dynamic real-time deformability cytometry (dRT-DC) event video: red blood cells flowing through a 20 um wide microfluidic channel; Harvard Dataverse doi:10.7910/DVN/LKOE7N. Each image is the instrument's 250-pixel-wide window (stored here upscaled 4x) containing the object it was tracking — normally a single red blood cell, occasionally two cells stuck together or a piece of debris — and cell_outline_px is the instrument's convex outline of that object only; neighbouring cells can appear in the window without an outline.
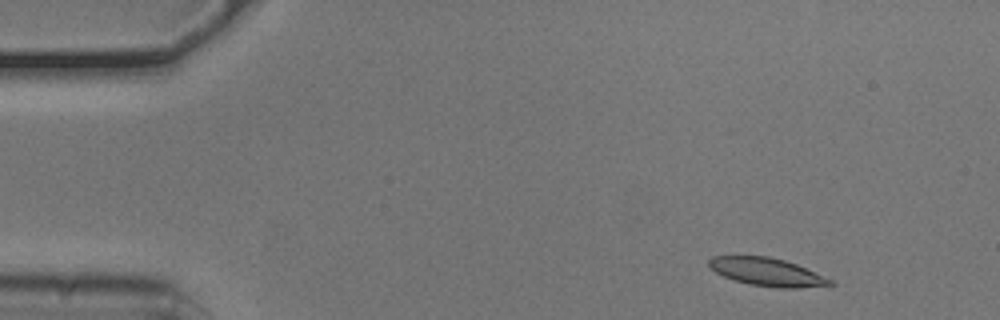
{"species": "common noctule bat (a hibernating species)", "species_latin": "Nyctalus noctula", "temperature_condition": "cold", "stored_images_in_passage": 49, "camera_frame_rate_fps": 3000, "um_per_image_px": 0.085, "animal": {"sex": "male", "body_mass_g": 20.5, "forearm_length_mm": 52.5}, "frame": {"image": 1, "passage_image": 1, "time_ms": 0.0, "image_size_px": [1000, 320], "cell_outline_px": [[836, 284], [796, 288], [776, 288], [748, 284], [724, 276], [716, 272], [708, 264], [708, 260], [712, 256], [768, 256], [784, 260], [796, 264], [836, 280]], "centroid_in_image_um": [65.25, 23.12], "position_along_channel_um": 19.7, "area_um2": 19.83}}
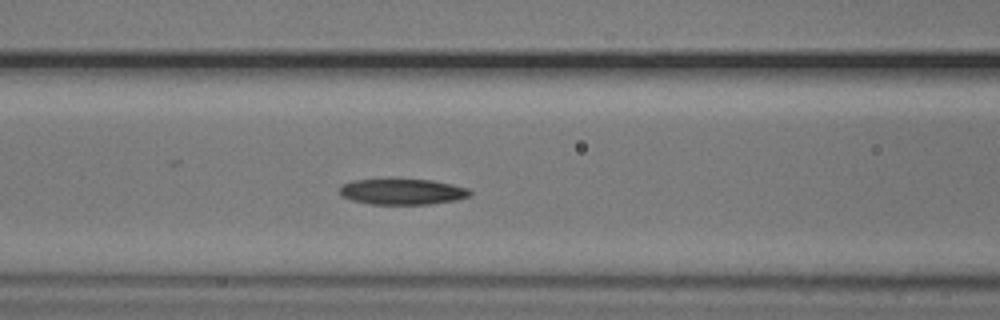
{"frame": {"image": 2, "passage_image": 17, "time_ms": 5.333, "image_size_px": [1000, 320], "cell_outline_px": [[472, 196], [456, 200], [428, 204], [372, 204], [352, 200], [344, 196], [340, 192], [340, 188], [344, 184], [352, 180], [392, 176], [432, 180], [452, 184], [468, 188], [472, 192]], "centroid_in_image_um": [34.22, 16.24], "position_along_channel_um": 132.4, "area_um2": 20.46}}
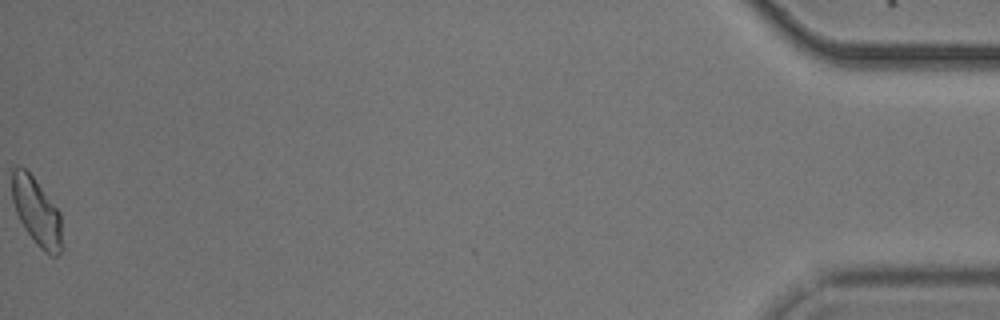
{"frame": {"image": 3, "passage_image": 49, "time_ms": 16.0, "image_size_px": [1000, 320], "cell_outline_px": [[64, 248], [56, 256], [52, 256], [44, 252], [36, 244], [24, 228], [16, 212], [12, 200], [12, 168], [24, 168], [32, 176], [60, 212]], "centroid_in_image_um": [3.15, 18.07], "position_along_channel_um": 432.1, "area_um2": 19.71}, "authors_computed_cell_mechanics": {"area_um2": 19.941, "velocity_mm_per_s": 3.7475, "shape_relaxation_time_tau1_ms": 3.0007, "shape_relaxation_time_tau2_ms": 3.6698, "deformation_change_tau1": 0.1054, "deformation_change_tau2": 0.0963}}